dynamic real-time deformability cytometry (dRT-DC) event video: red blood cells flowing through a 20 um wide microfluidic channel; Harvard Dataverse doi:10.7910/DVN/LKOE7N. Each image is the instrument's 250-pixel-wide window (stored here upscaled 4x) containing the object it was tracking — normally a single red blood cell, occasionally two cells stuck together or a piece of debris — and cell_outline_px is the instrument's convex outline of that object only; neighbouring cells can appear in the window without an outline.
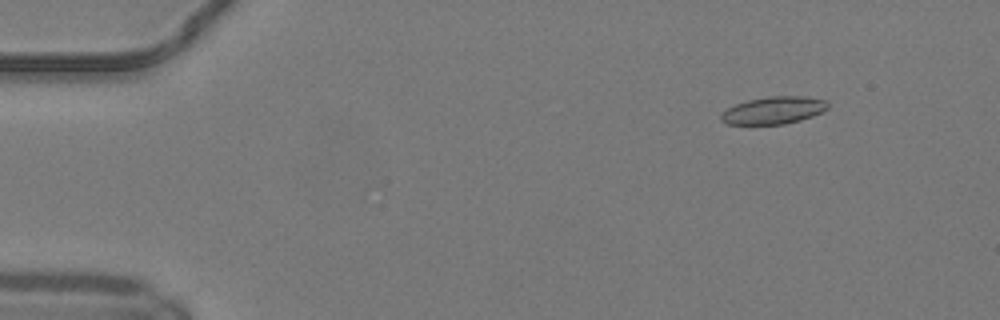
{"species": "common noctule bat (a hibernating species)", "species_latin": "Nyctalus noctula", "temperature_condition": "warm", "stored_images_in_passage": 51, "camera_frame_rate_fps": 3000, "um_per_image_px": 0.085, "animal": {"sex": "male", "body_mass_g": 19.2, "forearm_length_mm": 51.8}, "frame": {"image": 1, "passage_image": 7, "time_ms": 2.0, "image_size_px": [1000, 320], "cell_outline_px": [[828, 108], [824, 112], [800, 120], [784, 124], [728, 124], [720, 120], [720, 116], [728, 108], [736, 104], [748, 100], [768, 96], [804, 96], [824, 100], [828, 104]], "centroid_in_image_um": [65.77, 9.37], "position_along_channel_um": 19.2, "area_um2": 16.94}}
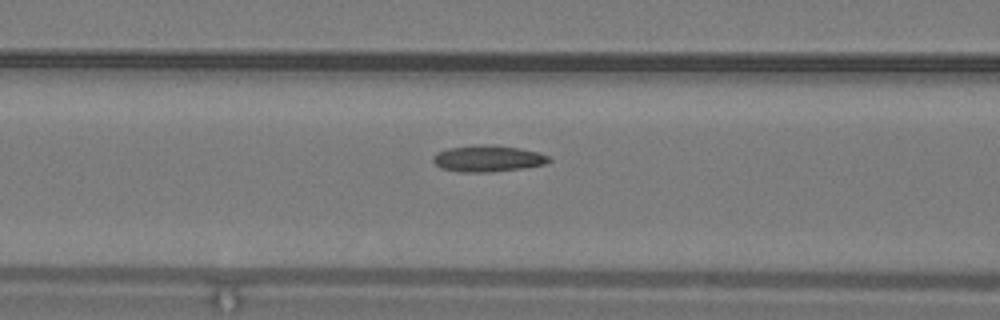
{"frame": {"image": 2, "passage_image": 22, "time_ms": 7.0, "image_size_px": [1000, 320], "cell_outline_px": [[552, 160], [544, 164], [520, 168], [492, 172], [460, 172], [440, 168], [432, 160], [432, 156], [436, 152], [448, 148], [520, 148], [540, 152], [548, 156]], "centroid_in_image_um": [41.46, 13.54], "position_along_channel_um": 125.1, "area_um2": 16.76}}
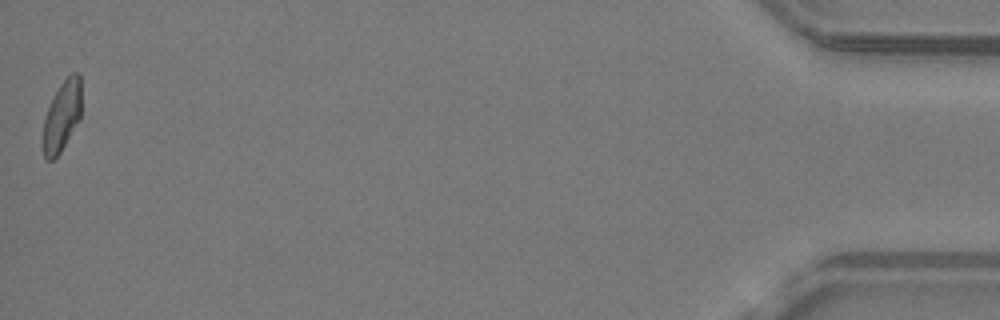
{"frame": {"image": 3, "passage_image": 51, "time_ms": 16.667, "image_size_px": [1000, 320], "cell_outline_px": [[80, 120], [60, 152], [52, 160], [44, 160], [40, 144], [40, 136], [44, 120], [48, 108], [60, 84], [72, 72], [80, 72]], "centroid_in_image_um": [5.21, 9.94], "position_along_channel_um": 430.0, "area_um2": 16.07}, "authors_computed_cell_mechanics": {"area_um2": 17.2822, "velocity_mm_per_s": 4.1583, "shape_relaxation_time_tau1_ms": 9.24, "shape_relaxation_time_tau2_ms": null, "deformation_change_tau1": 0.1689, "deformation_change_tau2": null}}